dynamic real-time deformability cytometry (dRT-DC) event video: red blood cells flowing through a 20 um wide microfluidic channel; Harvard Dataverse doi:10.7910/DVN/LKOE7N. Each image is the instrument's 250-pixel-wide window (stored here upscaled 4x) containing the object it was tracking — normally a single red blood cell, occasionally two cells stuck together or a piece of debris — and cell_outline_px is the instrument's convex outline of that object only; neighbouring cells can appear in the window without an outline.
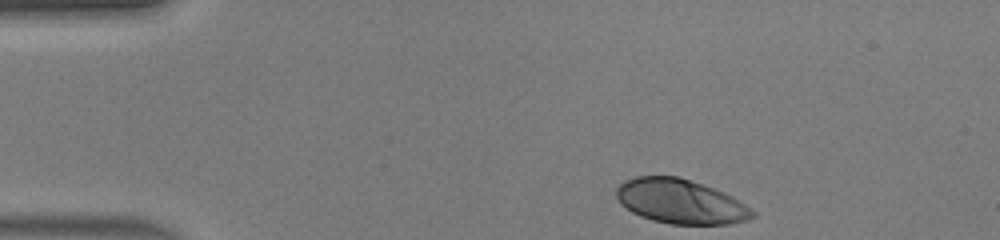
{"species": "human", "species_latin": "Homo sapiens", "temperature_condition": "warm", "stored_images_in_passage": 35, "camera_frame_rate_fps": 3000, "um_per_image_px": 0.085, "donor": {"sex": "male"}, "frame": {"image": 1, "passage_image": 1, "time_ms": 0.0, "image_size_px": [1000, 240], "cell_outline_px": [[756, 216], [748, 220], [728, 224], [668, 224], [652, 220], [640, 216], [632, 212], [620, 204], [616, 196], [616, 188], [624, 180], [636, 176], [680, 176], [712, 188], [732, 196], [752, 208], [756, 212]], "centroid_in_image_um": [57.84, 17.13], "position_along_channel_um": 27.2, "area_um2": 35.43}}
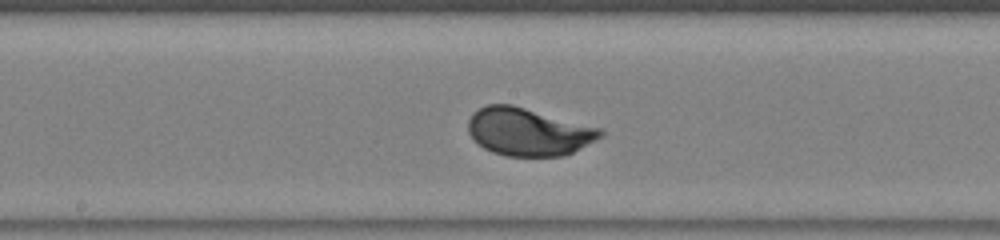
{"frame": {"image": 2, "passage_image": 19, "time_ms": 6.0, "image_size_px": [1000, 240], "cell_outline_px": [[604, 132], [596, 140], [564, 156], [504, 156], [492, 152], [484, 148], [472, 140], [468, 132], [468, 120], [472, 112], [488, 104], [512, 104], [604, 128]], "centroid_in_image_um": [44.9, 11.19], "position_along_channel_um": 203.3, "area_um2": 37.17}}
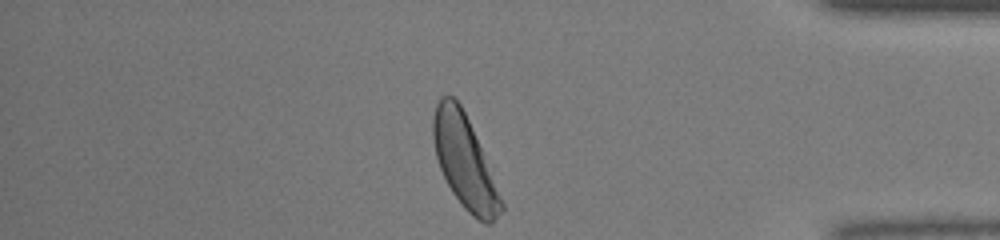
{"frame": {"image": 3, "passage_image": 35, "time_ms": 11.333, "image_size_px": [1000, 240], "cell_outline_px": [[504, 208], [492, 224], [484, 224], [472, 216], [464, 208], [452, 192], [440, 168], [436, 156], [432, 140], [432, 116], [436, 104], [440, 96], [452, 96], [460, 104], [468, 120], [504, 204]], "centroid_in_image_um": [39.45, 13.76], "position_along_channel_um": 395.7, "area_um2": 36.13}, "authors_computed_cell_mechanics": {"area_um2": 36.2406, "velocity_mm_per_s": 4.1569, "shape_relaxation_time_tau1_ms": 1.88, "shape_relaxation_time_tau2_ms": null, "deformation_change_tau1": 0.1478, "deformation_change_tau2": null}}